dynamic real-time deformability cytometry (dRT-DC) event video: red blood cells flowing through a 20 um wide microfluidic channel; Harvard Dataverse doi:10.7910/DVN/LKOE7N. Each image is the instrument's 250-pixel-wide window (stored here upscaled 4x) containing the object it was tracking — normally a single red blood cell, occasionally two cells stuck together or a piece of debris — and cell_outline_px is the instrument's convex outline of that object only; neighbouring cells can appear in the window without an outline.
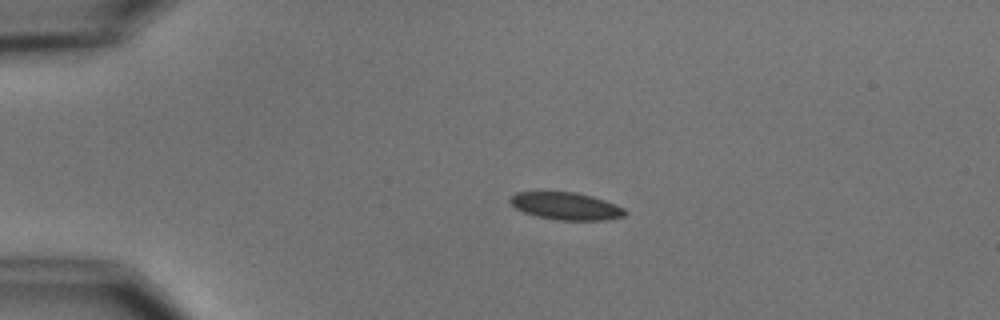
{"species": "common noctule bat (a hibernating species)", "species_latin": "Nyctalus noctula", "temperature_condition": "cold", "stored_images_in_passage": 3, "camera_frame_rate_fps": 3000, "um_per_image_px": 0.085, "animal": {"sex": "male", "body_mass_g": 15.6}, "frame": {"image": 1, "passage_image": 2, "time_ms": 1.333, "image_size_px": [1000, 320], "cell_outline_px": [[628, 212], [624, 216], [604, 220], [556, 220], [536, 216], [524, 212], [516, 208], [508, 200], [516, 192], [576, 192], [592, 196], [616, 204], [624, 208]], "centroid_in_image_um": [48.13, 17.52], "position_along_channel_um": 36.9, "area_um2": 18.32}}